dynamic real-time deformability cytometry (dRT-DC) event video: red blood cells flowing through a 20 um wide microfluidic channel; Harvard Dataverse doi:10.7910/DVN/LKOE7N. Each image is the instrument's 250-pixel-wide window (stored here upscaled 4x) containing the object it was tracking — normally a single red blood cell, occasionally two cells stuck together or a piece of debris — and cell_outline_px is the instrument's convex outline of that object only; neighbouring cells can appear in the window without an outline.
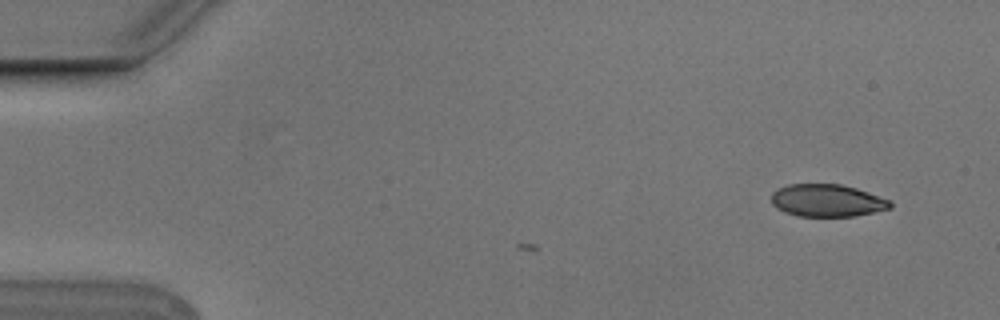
{"species": "Egyptian fruit bat (a non-hibernating species)", "species_latin": "Rousettus aegyptiacus", "temperature_condition": "cold", "stored_images_in_passage": 3, "camera_frame_rate_fps": 3000, "um_per_image_px": 0.085, "animal": {"sex": "male"}, "frame": {"image": 1, "passage_image": 3, "time_ms": 0.667, "image_size_px": [1000, 320], "cell_outline_px": [[892, 208], [852, 216], [796, 216], [784, 212], [776, 208], [772, 204], [772, 192], [788, 184], [840, 184], [856, 188], [892, 200]], "centroid_in_image_um": [70.31, 17.04], "position_along_channel_um": 14.7, "area_um2": 22.48}}